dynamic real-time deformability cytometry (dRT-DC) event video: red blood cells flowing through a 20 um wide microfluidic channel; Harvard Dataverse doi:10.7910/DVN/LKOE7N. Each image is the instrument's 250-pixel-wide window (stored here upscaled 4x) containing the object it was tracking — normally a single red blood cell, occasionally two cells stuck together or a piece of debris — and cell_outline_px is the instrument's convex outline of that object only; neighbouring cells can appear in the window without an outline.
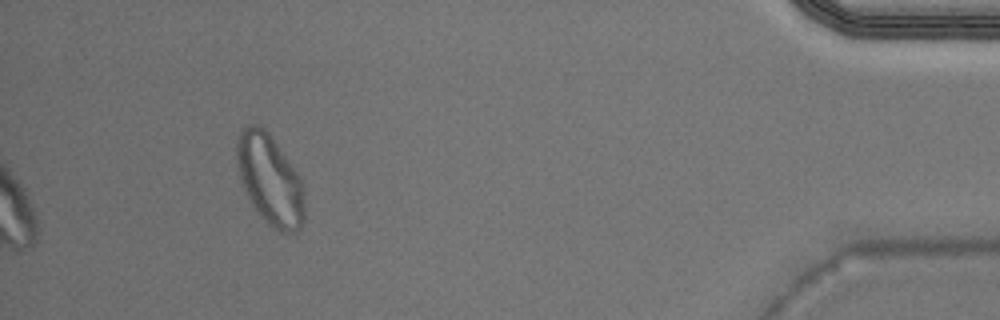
{"species": "Egyptian fruit bat (a non-hibernating species)", "species_latin": "Rousettus aegyptiacus", "temperature_condition": "warm", "stored_images_in_passage": 37, "camera_frame_rate_fps": 3000, "um_per_image_px": 0.085, "animal": {"sex": "male"}, "frame": {"image": 1, "passage_image": 37, "time_ms": 12.0, "image_size_px": [1000, 320], "cell_outline_px": [[304, 220], [300, 228], [296, 232], [280, 232], [268, 224], [264, 220], [252, 204], [240, 180], [236, 164], [236, 140], [240, 132], [248, 124], [256, 124], [264, 128], [268, 132], [300, 176], [304, 200]], "centroid_in_image_um": [22.93, 15.26], "position_along_channel_um": 412.3, "area_um2": 35.55}}